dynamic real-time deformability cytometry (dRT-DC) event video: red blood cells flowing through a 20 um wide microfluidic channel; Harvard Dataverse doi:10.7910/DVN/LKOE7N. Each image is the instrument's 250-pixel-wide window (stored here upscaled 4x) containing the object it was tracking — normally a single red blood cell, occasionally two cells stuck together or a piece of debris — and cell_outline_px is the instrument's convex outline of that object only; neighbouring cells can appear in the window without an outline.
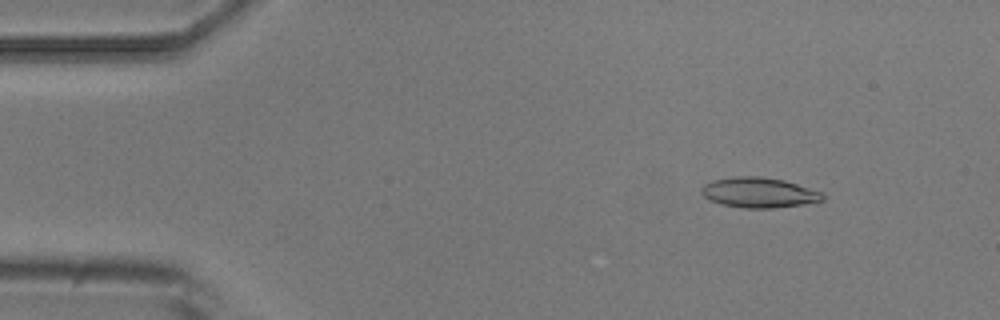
{"species": "common noctule bat (a hibernating species)", "species_latin": "Nyctalus noctula", "temperature_condition": "room temperature", "stored_images_in_passage": 6, "camera_frame_rate_fps": 3000, "um_per_image_px": 0.085, "animal": {"sex": "male", "body_mass_g": 20.5, "forearm_length_mm": 52.5}, "frame": {"image": 1, "passage_image": 2, "time_ms": 1.0, "image_size_px": [1000, 320], "cell_outline_px": [[824, 200], [804, 204], [772, 208], [744, 208], [720, 204], [704, 196], [700, 192], [700, 188], [704, 184], [712, 180], [736, 176], [760, 176], [784, 180], [820, 192], [824, 196]], "centroid_in_image_um": [64.47, 16.36], "position_along_channel_um": 20.5, "area_um2": 21.21}}
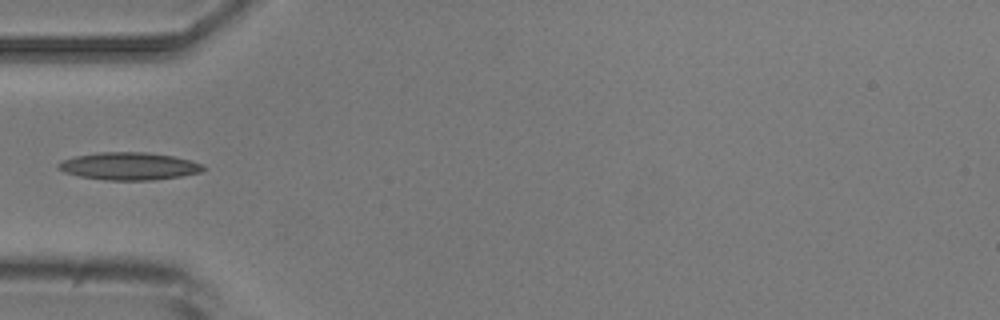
{"frame": {"image": 2, "passage_image": 5, "time_ms": 4.667, "image_size_px": [1000, 320], "cell_outline_px": [[208, 168], [200, 172], [180, 176], [152, 180], [104, 180], [80, 176], [64, 172], [56, 168], [56, 164], [64, 160], [76, 156], [100, 152], [144, 152], [172, 156], [188, 160], [200, 164]], "centroid_in_image_um": [10.94, 14.13], "position_along_channel_um": 74.1, "area_um2": 23.06}}
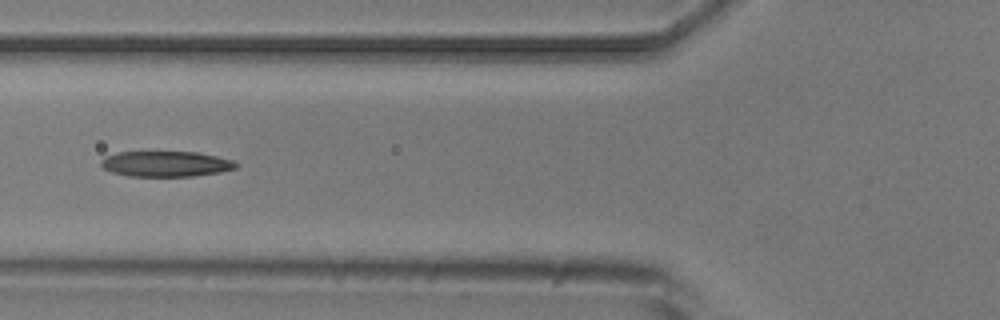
{"frame": {"image": 3, "passage_image": 6, "time_ms": 5.667, "image_size_px": [1000, 320], "cell_outline_px": [[240, 164], [236, 168], [220, 172], [192, 176], [128, 176], [112, 172], [104, 168], [100, 164], [100, 160], [104, 156], [116, 152], [196, 152], [216, 156], [232, 160]], "centroid_in_image_um": [14.08, 13.93], "position_along_channel_um": 111.7, "area_um2": 20.11}}